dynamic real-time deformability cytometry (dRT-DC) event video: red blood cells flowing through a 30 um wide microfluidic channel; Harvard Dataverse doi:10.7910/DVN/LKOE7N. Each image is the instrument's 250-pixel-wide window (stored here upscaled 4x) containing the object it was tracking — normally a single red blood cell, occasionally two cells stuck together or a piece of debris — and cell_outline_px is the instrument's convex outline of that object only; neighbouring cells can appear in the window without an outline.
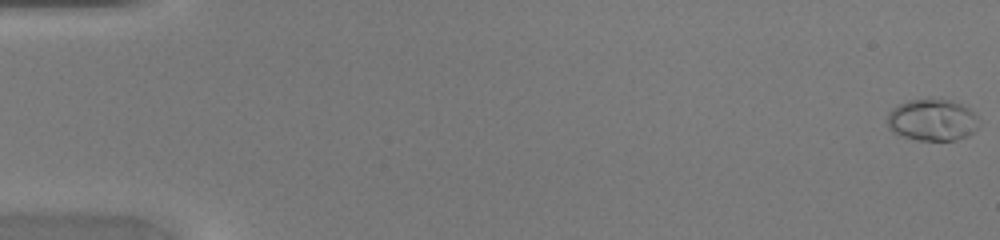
{"species": "common noctule bat (a hibernating species)", "species_latin": "Nyctalus noctula", "temperature_condition": "warm", "stored_images_in_passage": 48, "camera_frame_rate_fps": 3000, "um_per_image_px": 0.085, "animal": {"sex": "female", "body_mass_g": 20.0, "forearm_length_mm": 54.0}, "frame": {"image": 1, "passage_image": 1, "time_ms": 0.0, "image_size_px": [1000, 240], "cell_outline_px": [[976, 128], [968, 136], [956, 140], [916, 140], [892, 132], [888, 128], [888, 112], [892, 108], [908, 100], [940, 96], [952, 100], [968, 108], [976, 116]], "centroid_in_image_um": [79.21, 10.16], "position_along_channel_um": 5.8, "area_um2": 22.54}}
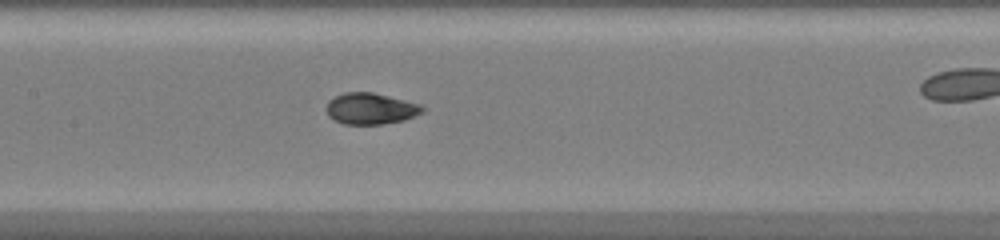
{"frame": {"image": 2, "passage_image": 24, "time_ms": 7.667, "image_size_px": [1000, 240], "cell_outline_px": [[424, 112], [404, 120], [384, 124], [344, 124], [328, 116], [328, 100], [344, 92], [372, 92], [420, 104], [424, 108]], "centroid_in_image_um": [31.52, 9.23], "position_along_channel_um": 175.9, "area_um2": 17.34}}
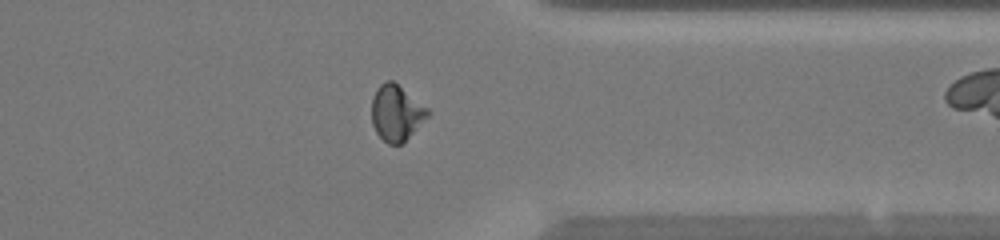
{"frame": {"image": 3, "passage_image": 38, "time_ms": 12.333, "image_size_px": [1000, 240], "cell_outline_px": [[432, 112], [404, 144], [388, 144], [376, 132], [372, 124], [372, 96], [376, 88], [380, 84], [388, 80], [392, 80], [428, 108]], "centroid_in_image_um": [33.7, 9.61], "position_along_channel_um": 377.7, "area_um2": 18.38}}